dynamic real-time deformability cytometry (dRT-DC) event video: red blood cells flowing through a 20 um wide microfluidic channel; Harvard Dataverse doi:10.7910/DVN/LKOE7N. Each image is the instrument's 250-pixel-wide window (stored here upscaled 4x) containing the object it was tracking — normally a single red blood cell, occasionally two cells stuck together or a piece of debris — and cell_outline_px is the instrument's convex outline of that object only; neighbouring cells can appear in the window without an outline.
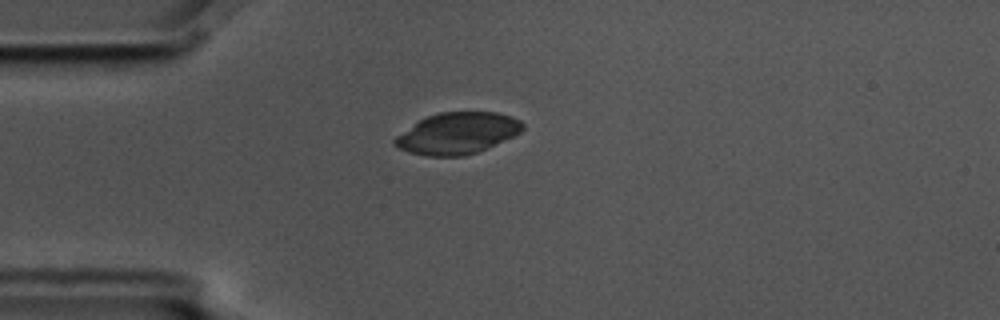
{"species": "common noctule bat (a hibernating species)", "species_latin": "Nyctalus noctula", "temperature_condition": "cold", "stored_images_in_passage": 1, "camera_frame_rate_fps": 3000, "um_per_image_px": 0.085, "animal": {"sex": "male", "body_mass_g": 17.5, "forearm_length_mm": 52.3}, "frame": {"image": 1, "passage_image": 1, "time_ms": 0.0, "image_size_px": [1000, 320], "cell_outline_px": [[524, 128], [520, 132], [512, 136], [476, 152], [464, 156], [428, 156], [408, 152], [392, 144], [392, 140], [396, 136], [420, 120], [428, 116], [440, 112], [496, 112], [512, 116], [520, 120], [524, 124]], "centroid_in_image_um": [38.87, 11.32], "position_along_channel_um": 46.1, "area_um2": 30.52}}